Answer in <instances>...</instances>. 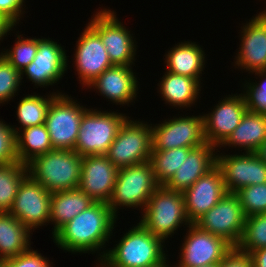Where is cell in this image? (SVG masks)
<instances>
[{
  "instance_id": "9c48e42d",
  "label": "cell",
  "mask_w": 266,
  "mask_h": 267,
  "mask_svg": "<svg viewBox=\"0 0 266 267\" xmlns=\"http://www.w3.org/2000/svg\"><path fill=\"white\" fill-rule=\"evenodd\" d=\"M110 9L93 14L88 24L99 34L113 65L132 66L137 51L136 38Z\"/></svg>"
},
{
  "instance_id": "d590c367",
  "label": "cell",
  "mask_w": 266,
  "mask_h": 267,
  "mask_svg": "<svg viewBox=\"0 0 266 267\" xmlns=\"http://www.w3.org/2000/svg\"><path fill=\"white\" fill-rule=\"evenodd\" d=\"M21 83V73L0 53V105L16 97Z\"/></svg>"
},
{
  "instance_id": "9a60e30c",
  "label": "cell",
  "mask_w": 266,
  "mask_h": 267,
  "mask_svg": "<svg viewBox=\"0 0 266 267\" xmlns=\"http://www.w3.org/2000/svg\"><path fill=\"white\" fill-rule=\"evenodd\" d=\"M65 51L61 44L50 38H38V51L34 60L21 72V80L25 75L32 84L42 88L59 82L68 69L69 56Z\"/></svg>"
},
{
  "instance_id": "ba28073f",
  "label": "cell",
  "mask_w": 266,
  "mask_h": 267,
  "mask_svg": "<svg viewBox=\"0 0 266 267\" xmlns=\"http://www.w3.org/2000/svg\"><path fill=\"white\" fill-rule=\"evenodd\" d=\"M72 96L58 94L48 109L45 119L53 149L74 150L83 113L88 109Z\"/></svg>"
},
{
  "instance_id": "7a4b0ae2",
  "label": "cell",
  "mask_w": 266,
  "mask_h": 267,
  "mask_svg": "<svg viewBox=\"0 0 266 267\" xmlns=\"http://www.w3.org/2000/svg\"><path fill=\"white\" fill-rule=\"evenodd\" d=\"M164 243L137 223L120 238L113 249L108 248L110 250H107L100 262L105 267H147L168 262Z\"/></svg>"
},
{
  "instance_id": "3957f363",
  "label": "cell",
  "mask_w": 266,
  "mask_h": 267,
  "mask_svg": "<svg viewBox=\"0 0 266 267\" xmlns=\"http://www.w3.org/2000/svg\"><path fill=\"white\" fill-rule=\"evenodd\" d=\"M82 158L74 150L52 149L27 164L28 174L50 193L76 189Z\"/></svg>"
},
{
  "instance_id": "bcb514c9",
  "label": "cell",
  "mask_w": 266,
  "mask_h": 267,
  "mask_svg": "<svg viewBox=\"0 0 266 267\" xmlns=\"http://www.w3.org/2000/svg\"><path fill=\"white\" fill-rule=\"evenodd\" d=\"M0 267H7L3 261H0Z\"/></svg>"
},
{
  "instance_id": "2e32d148",
  "label": "cell",
  "mask_w": 266,
  "mask_h": 267,
  "mask_svg": "<svg viewBox=\"0 0 266 267\" xmlns=\"http://www.w3.org/2000/svg\"><path fill=\"white\" fill-rule=\"evenodd\" d=\"M74 54L78 80L87 87L103 71L114 66L99 34L89 25L78 37Z\"/></svg>"
},
{
  "instance_id": "e575fe53",
  "label": "cell",
  "mask_w": 266,
  "mask_h": 267,
  "mask_svg": "<svg viewBox=\"0 0 266 267\" xmlns=\"http://www.w3.org/2000/svg\"><path fill=\"white\" fill-rule=\"evenodd\" d=\"M261 80L255 82L246 81L243 96L248 111L266 114V70L253 72ZM258 82V83H257Z\"/></svg>"
},
{
  "instance_id": "ffe728a7",
  "label": "cell",
  "mask_w": 266,
  "mask_h": 267,
  "mask_svg": "<svg viewBox=\"0 0 266 267\" xmlns=\"http://www.w3.org/2000/svg\"><path fill=\"white\" fill-rule=\"evenodd\" d=\"M226 191L220 169L215 166L207 174L201 176L183 194L186 214L192 224L214 207Z\"/></svg>"
},
{
  "instance_id": "d4e9b609",
  "label": "cell",
  "mask_w": 266,
  "mask_h": 267,
  "mask_svg": "<svg viewBox=\"0 0 266 267\" xmlns=\"http://www.w3.org/2000/svg\"><path fill=\"white\" fill-rule=\"evenodd\" d=\"M158 92L166 103L182 109L195 105L201 91V84L196 78L174 74L169 71L164 73Z\"/></svg>"
},
{
  "instance_id": "f546056e",
  "label": "cell",
  "mask_w": 266,
  "mask_h": 267,
  "mask_svg": "<svg viewBox=\"0 0 266 267\" xmlns=\"http://www.w3.org/2000/svg\"><path fill=\"white\" fill-rule=\"evenodd\" d=\"M27 175V165L21 162L0 165V213L11 211L19 186Z\"/></svg>"
},
{
  "instance_id": "52a82bcc",
  "label": "cell",
  "mask_w": 266,
  "mask_h": 267,
  "mask_svg": "<svg viewBox=\"0 0 266 267\" xmlns=\"http://www.w3.org/2000/svg\"><path fill=\"white\" fill-rule=\"evenodd\" d=\"M129 118L128 116L122 123L106 153L107 158L118 169L147 162L151 157V124Z\"/></svg>"
},
{
  "instance_id": "5bb4252c",
  "label": "cell",
  "mask_w": 266,
  "mask_h": 267,
  "mask_svg": "<svg viewBox=\"0 0 266 267\" xmlns=\"http://www.w3.org/2000/svg\"><path fill=\"white\" fill-rule=\"evenodd\" d=\"M51 194L28 174L19 186L9 213L34 232L49 224Z\"/></svg>"
},
{
  "instance_id": "836d02e7",
  "label": "cell",
  "mask_w": 266,
  "mask_h": 267,
  "mask_svg": "<svg viewBox=\"0 0 266 267\" xmlns=\"http://www.w3.org/2000/svg\"><path fill=\"white\" fill-rule=\"evenodd\" d=\"M236 195L246 217L266 213V183L245 186Z\"/></svg>"
},
{
  "instance_id": "44dd1931",
  "label": "cell",
  "mask_w": 266,
  "mask_h": 267,
  "mask_svg": "<svg viewBox=\"0 0 266 267\" xmlns=\"http://www.w3.org/2000/svg\"><path fill=\"white\" fill-rule=\"evenodd\" d=\"M132 66L114 65L103 71L87 87L98 90L101 96L116 105H126L136 100L138 94L137 73ZM135 74V75H134ZM110 99V100H109Z\"/></svg>"
},
{
  "instance_id": "484cf974",
  "label": "cell",
  "mask_w": 266,
  "mask_h": 267,
  "mask_svg": "<svg viewBox=\"0 0 266 267\" xmlns=\"http://www.w3.org/2000/svg\"><path fill=\"white\" fill-rule=\"evenodd\" d=\"M94 201L79 188L56 191L51 194L49 223L53 224L52 236L67 222L82 213Z\"/></svg>"
},
{
  "instance_id": "1f68e13d",
  "label": "cell",
  "mask_w": 266,
  "mask_h": 267,
  "mask_svg": "<svg viewBox=\"0 0 266 267\" xmlns=\"http://www.w3.org/2000/svg\"><path fill=\"white\" fill-rule=\"evenodd\" d=\"M236 247L247 253L266 247V213L246 217L244 231Z\"/></svg>"
},
{
  "instance_id": "8d00e7d4",
  "label": "cell",
  "mask_w": 266,
  "mask_h": 267,
  "mask_svg": "<svg viewBox=\"0 0 266 267\" xmlns=\"http://www.w3.org/2000/svg\"><path fill=\"white\" fill-rule=\"evenodd\" d=\"M17 161L15 133L11 125L0 119V165Z\"/></svg>"
},
{
  "instance_id": "d6986e66",
  "label": "cell",
  "mask_w": 266,
  "mask_h": 267,
  "mask_svg": "<svg viewBox=\"0 0 266 267\" xmlns=\"http://www.w3.org/2000/svg\"><path fill=\"white\" fill-rule=\"evenodd\" d=\"M119 169L106 155H89L82 158L78 188L94 202L108 203Z\"/></svg>"
},
{
  "instance_id": "ac0fdd59",
  "label": "cell",
  "mask_w": 266,
  "mask_h": 267,
  "mask_svg": "<svg viewBox=\"0 0 266 267\" xmlns=\"http://www.w3.org/2000/svg\"><path fill=\"white\" fill-rule=\"evenodd\" d=\"M241 26V44L234 67L253 73L266 70V13L259 12Z\"/></svg>"
},
{
  "instance_id": "f35d334b",
  "label": "cell",
  "mask_w": 266,
  "mask_h": 267,
  "mask_svg": "<svg viewBox=\"0 0 266 267\" xmlns=\"http://www.w3.org/2000/svg\"><path fill=\"white\" fill-rule=\"evenodd\" d=\"M218 267H252V257L250 253L233 247L218 264Z\"/></svg>"
},
{
  "instance_id": "f1b7e54d",
  "label": "cell",
  "mask_w": 266,
  "mask_h": 267,
  "mask_svg": "<svg viewBox=\"0 0 266 267\" xmlns=\"http://www.w3.org/2000/svg\"><path fill=\"white\" fill-rule=\"evenodd\" d=\"M58 94H61V92H52L44 97L38 94L36 95V93L23 97L18 102L16 111L17 120L21 127L15 128V126H11L15 135L27 127L44 124L51 102Z\"/></svg>"
},
{
  "instance_id": "7c38bea8",
  "label": "cell",
  "mask_w": 266,
  "mask_h": 267,
  "mask_svg": "<svg viewBox=\"0 0 266 267\" xmlns=\"http://www.w3.org/2000/svg\"><path fill=\"white\" fill-rule=\"evenodd\" d=\"M187 228L179 253V262L173 267H198L219 264L233 246L222 237L201 230L191 224Z\"/></svg>"
},
{
  "instance_id": "5b68a950",
  "label": "cell",
  "mask_w": 266,
  "mask_h": 267,
  "mask_svg": "<svg viewBox=\"0 0 266 267\" xmlns=\"http://www.w3.org/2000/svg\"><path fill=\"white\" fill-rule=\"evenodd\" d=\"M159 187L150 160L120 168L108 206L116 217L121 207H139L143 212L150 197Z\"/></svg>"
},
{
  "instance_id": "277c9868",
  "label": "cell",
  "mask_w": 266,
  "mask_h": 267,
  "mask_svg": "<svg viewBox=\"0 0 266 267\" xmlns=\"http://www.w3.org/2000/svg\"><path fill=\"white\" fill-rule=\"evenodd\" d=\"M139 223L164 242L176 233L182 224L192 223L186 214L184 194L160 186L150 197Z\"/></svg>"
},
{
  "instance_id": "e0dca14e",
  "label": "cell",
  "mask_w": 266,
  "mask_h": 267,
  "mask_svg": "<svg viewBox=\"0 0 266 267\" xmlns=\"http://www.w3.org/2000/svg\"><path fill=\"white\" fill-rule=\"evenodd\" d=\"M224 98L218 101L210 113L203 114L205 140L216 148L236 129L247 111L242 93Z\"/></svg>"
},
{
  "instance_id": "8fae6325",
  "label": "cell",
  "mask_w": 266,
  "mask_h": 267,
  "mask_svg": "<svg viewBox=\"0 0 266 267\" xmlns=\"http://www.w3.org/2000/svg\"><path fill=\"white\" fill-rule=\"evenodd\" d=\"M152 127V150L195 148L206 143L203 115L165 119Z\"/></svg>"
},
{
  "instance_id": "60d3db41",
  "label": "cell",
  "mask_w": 266,
  "mask_h": 267,
  "mask_svg": "<svg viewBox=\"0 0 266 267\" xmlns=\"http://www.w3.org/2000/svg\"><path fill=\"white\" fill-rule=\"evenodd\" d=\"M250 255L252 257V267H266V247L254 250Z\"/></svg>"
},
{
  "instance_id": "ee69618b",
  "label": "cell",
  "mask_w": 266,
  "mask_h": 267,
  "mask_svg": "<svg viewBox=\"0 0 266 267\" xmlns=\"http://www.w3.org/2000/svg\"><path fill=\"white\" fill-rule=\"evenodd\" d=\"M147 267H172V266H170L169 262H160Z\"/></svg>"
},
{
  "instance_id": "74e56055",
  "label": "cell",
  "mask_w": 266,
  "mask_h": 267,
  "mask_svg": "<svg viewBox=\"0 0 266 267\" xmlns=\"http://www.w3.org/2000/svg\"><path fill=\"white\" fill-rule=\"evenodd\" d=\"M4 263L7 267H52L53 262L30 247L27 251L7 259Z\"/></svg>"
},
{
  "instance_id": "4316f807",
  "label": "cell",
  "mask_w": 266,
  "mask_h": 267,
  "mask_svg": "<svg viewBox=\"0 0 266 267\" xmlns=\"http://www.w3.org/2000/svg\"><path fill=\"white\" fill-rule=\"evenodd\" d=\"M31 231L10 213H0V261L27 251L31 246Z\"/></svg>"
},
{
  "instance_id": "b9f144b4",
  "label": "cell",
  "mask_w": 266,
  "mask_h": 267,
  "mask_svg": "<svg viewBox=\"0 0 266 267\" xmlns=\"http://www.w3.org/2000/svg\"><path fill=\"white\" fill-rule=\"evenodd\" d=\"M14 26L15 25L8 18L0 13V41H3L4 37L13 31Z\"/></svg>"
},
{
  "instance_id": "30bf717a",
  "label": "cell",
  "mask_w": 266,
  "mask_h": 267,
  "mask_svg": "<svg viewBox=\"0 0 266 267\" xmlns=\"http://www.w3.org/2000/svg\"><path fill=\"white\" fill-rule=\"evenodd\" d=\"M245 220L239 197L236 193L228 192L194 224L236 247L241 240Z\"/></svg>"
},
{
  "instance_id": "4dcf8cb0",
  "label": "cell",
  "mask_w": 266,
  "mask_h": 267,
  "mask_svg": "<svg viewBox=\"0 0 266 267\" xmlns=\"http://www.w3.org/2000/svg\"><path fill=\"white\" fill-rule=\"evenodd\" d=\"M192 148L179 147L170 150H152L150 161L156 181L164 186L179 169Z\"/></svg>"
},
{
  "instance_id": "d6a6232c",
  "label": "cell",
  "mask_w": 266,
  "mask_h": 267,
  "mask_svg": "<svg viewBox=\"0 0 266 267\" xmlns=\"http://www.w3.org/2000/svg\"><path fill=\"white\" fill-rule=\"evenodd\" d=\"M16 42L12 49H4L3 55L20 73L35 58L38 51V38H23L22 35L16 34Z\"/></svg>"
},
{
  "instance_id": "603a6c76",
  "label": "cell",
  "mask_w": 266,
  "mask_h": 267,
  "mask_svg": "<svg viewBox=\"0 0 266 267\" xmlns=\"http://www.w3.org/2000/svg\"><path fill=\"white\" fill-rule=\"evenodd\" d=\"M165 55L166 71L196 78L201 83L200 78L205 68L206 54L196 42L177 43Z\"/></svg>"
},
{
  "instance_id": "7bdbcfd3",
  "label": "cell",
  "mask_w": 266,
  "mask_h": 267,
  "mask_svg": "<svg viewBox=\"0 0 266 267\" xmlns=\"http://www.w3.org/2000/svg\"><path fill=\"white\" fill-rule=\"evenodd\" d=\"M256 153L262 159V161L266 163V140L259 147V149L256 151Z\"/></svg>"
},
{
  "instance_id": "4fadbf2b",
  "label": "cell",
  "mask_w": 266,
  "mask_h": 267,
  "mask_svg": "<svg viewBox=\"0 0 266 267\" xmlns=\"http://www.w3.org/2000/svg\"><path fill=\"white\" fill-rule=\"evenodd\" d=\"M216 155V166L220 169L226 191L236 193L245 186L266 183V163L256 152Z\"/></svg>"
},
{
  "instance_id": "83f0119b",
  "label": "cell",
  "mask_w": 266,
  "mask_h": 267,
  "mask_svg": "<svg viewBox=\"0 0 266 267\" xmlns=\"http://www.w3.org/2000/svg\"><path fill=\"white\" fill-rule=\"evenodd\" d=\"M15 135L18 162L28 164L39 155L50 152L53 147L44 124L22 129Z\"/></svg>"
},
{
  "instance_id": "7402d4cb",
  "label": "cell",
  "mask_w": 266,
  "mask_h": 267,
  "mask_svg": "<svg viewBox=\"0 0 266 267\" xmlns=\"http://www.w3.org/2000/svg\"><path fill=\"white\" fill-rule=\"evenodd\" d=\"M215 150L218 149L208 142L192 148L187 158L164 187L171 191L184 193L201 176L216 166L217 152Z\"/></svg>"
},
{
  "instance_id": "cb8c5ba5",
  "label": "cell",
  "mask_w": 266,
  "mask_h": 267,
  "mask_svg": "<svg viewBox=\"0 0 266 267\" xmlns=\"http://www.w3.org/2000/svg\"><path fill=\"white\" fill-rule=\"evenodd\" d=\"M265 140L266 114L247 110L236 129L218 148L234 146L243 148L244 153L256 152Z\"/></svg>"
},
{
  "instance_id": "f6af8a7d",
  "label": "cell",
  "mask_w": 266,
  "mask_h": 267,
  "mask_svg": "<svg viewBox=\"0 0 266 267\" xmlns=\"http://www.w3.org/2000/svg\"><path fill=\"white\" fill-rule=\"evenodd\" d=\"M198 267H218V264H209V265L198 266Z\"/></svg>"
},
{
  "instance_id": "6da1fadb",
  "label": "cell",
  "mask_w": 266,
  "mask_h": 267,
  "mask_svg": "<svg viewBox=\"0 0 266 267\" xmlns=\"http://www.w3.org/2000/svg\"><path fill=\"white\" fill-rule=\"evenodd\" d=\"M116 219L108 203L94 202L62 226L53 235V242L65 252L74 254L97 252L100 262L107 252L106 243L113 235ZM101 249H104L103 252H98Z\"/></svg>"
},
{
  "instance_id": "ab89813d",
  "label": "cell",
  "mask_w": 266,
  "mask_h": 267,
  "mask_svg": "<svg viewBox=\"0 0 266 267\" xmlns=\"http://www.w3.org/2000/svg\"><path fill=\"white\" fill-rule=\"evenodd\" d=\"M26 0H0V13L8 18L15 26L23 17Z\"/></svg>"
},
{
  "instance_id": "8992f818",
  "label": "cell",
  "mask_w": 266,
  "mask_h": 267,
  "mask_svg": "<svg viewBox=\"0 0 266 267\" xmlns=\"http://www.w3.org/2000/svg\"><path fill=\"white\" fill-rule=\"evenodd\" d=\"M127 117L126 114L115 111L87 109L80 122L74 151L82 157L106 155Z\"/></svg>"
},
{
  "instance_id": "7dc6e473",
  "label": "cell",
  "mask_w": 266,
  "mask_h": 267,
  "mask_svg": "<svg viewBox=\"0 0 266 267\" xmlns=\"http://www.w3.org/2000/svg\"><path fill=\"white\" fill-rule=\"evenodd\" d=\"M99 263H100V264H99ZM99 263L97 264V265H98L97 267H99V266H100V267H105L101 262H99Z\"/></svg>"
}]
</instances>
